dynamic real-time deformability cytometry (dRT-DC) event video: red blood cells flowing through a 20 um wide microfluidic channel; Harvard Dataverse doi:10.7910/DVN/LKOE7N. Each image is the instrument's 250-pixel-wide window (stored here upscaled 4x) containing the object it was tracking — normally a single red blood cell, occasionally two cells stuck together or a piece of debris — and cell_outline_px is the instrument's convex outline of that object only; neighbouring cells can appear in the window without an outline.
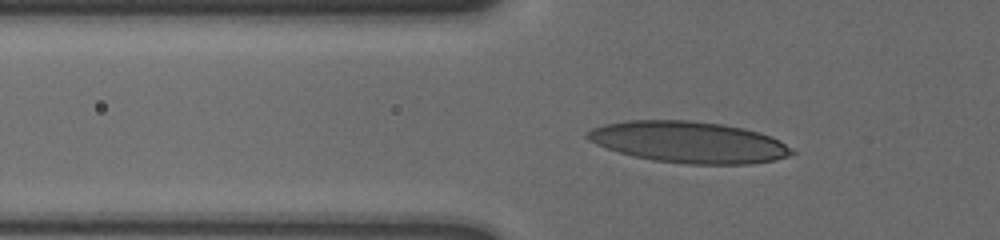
{"species": "human", "species_latin": "Homo sapiens", "temperature_condition": "cold", "stored_images_in_passage": 46, "camera_frame_rate_fps": 3000, "um_per_image_px": 0.085, "donor": {"sex": "male"}, "frame": {"image": 1, "passage_image": 13, "time_ms": 4.0, "image_size_px": [1000, 240], "cell_outline_px": [[796, 152], [788, 156], [776, 160], [752, 164], [688, 164], [652, 160], [632, 156], [596, 144], [588, 140], [584, 136], [592, 128], [604, 124], [628, 120], [688, 120], [724, 124], [744, 128], [760, 132], [780, 140]], "centroid_in_image_um": [58.57, 12.08], "position_along_channel_um": 67.2, "area_um2": 49.48}}
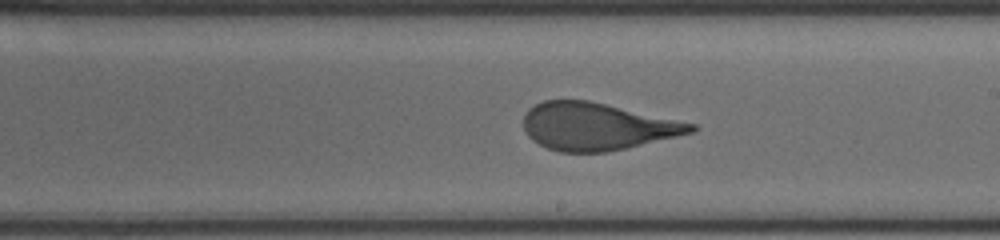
{"frame": {"image": 2, "passage_image": 28, "time_ms": 9.0, "image_size_px": [1000, 240], "cell_outline_px": [[696, 128], [692, 132], [676, 136], [608, 152], [560, 152], [548, 148], [532, 140], [528, 136], [524, 128], [524, 116], [528, 108], [544, 100], [588, 100], [696, 124]], "centroid_in_image_um": [50.69, 10.75], "position_along_channel_um": 238.3, "area_um2": 45.72}}
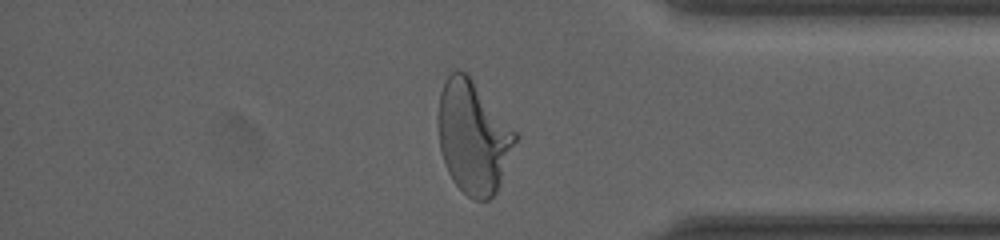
{"frame": {"image": 3, "passage_image": 42, "time_ms": 13.667, "image_size_px": [1000, 240], "cell_outline_px": [[520, 136], [496, 192], [488, 200], [476, 200], [468, 196], [452, 180], [448, 172], [440, 148], [436, 116], [440, 92], [444, 80], [452, 72], [468, 72]], "centroid_in_image_um": [40.23, 11.62], "position_along_channel_um": 395.0, "area_um2": 51.15}, "authors_computed_cell_mechanics": {"area_um2": 47.2515, "velocity_mm_per_s": 3.5834, "shape_relaxation_time_tau1_ms": 4.6518, "shape_relaxation_time_tau2_ms": null, "deformation_change_tau1": 0.212, "deformation_change_tau2": null}}